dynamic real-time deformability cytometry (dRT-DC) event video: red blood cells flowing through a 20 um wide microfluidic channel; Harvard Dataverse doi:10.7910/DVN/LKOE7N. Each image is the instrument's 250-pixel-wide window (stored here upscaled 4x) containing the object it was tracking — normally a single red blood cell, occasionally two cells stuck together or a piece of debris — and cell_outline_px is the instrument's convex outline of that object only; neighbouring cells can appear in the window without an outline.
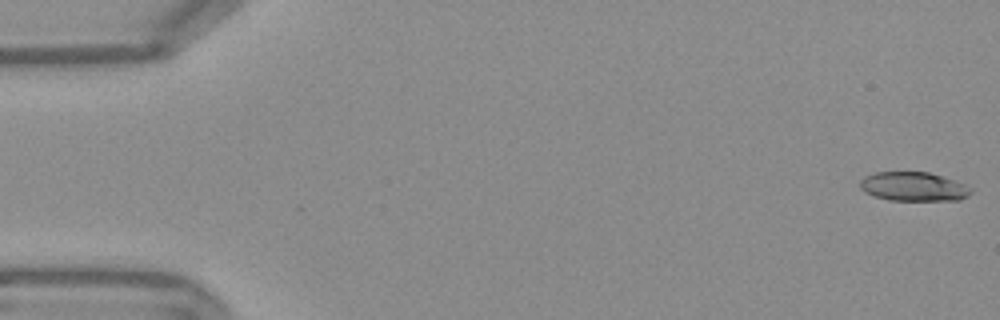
{"species": "Egyptian fruit bat (a non-hibernating species)", "species_latin": "Rousettus aegyptiacus", "temperature_condition": "warm", "stored_images_in_passage": 53, "camera_frame_rate_fps": 3000, "um_per_image_px": 0.085, "frame": {"image": 1, "passage_image": 1, "time_ms": 0.0, "image_size_px": [1000, 320], "cell_outline_px": [[972, 192], [968, 196], [960, 200], [888, 200], [864, 192], [860, 188], [860, 180], [864, 176], [876, 172], [928, 172], [964, 184], [972, 188]], "centroid_in_image_um": [77.63, 15.86], "position_along_channel_um": 7.4, "area_um2": 18.67}}
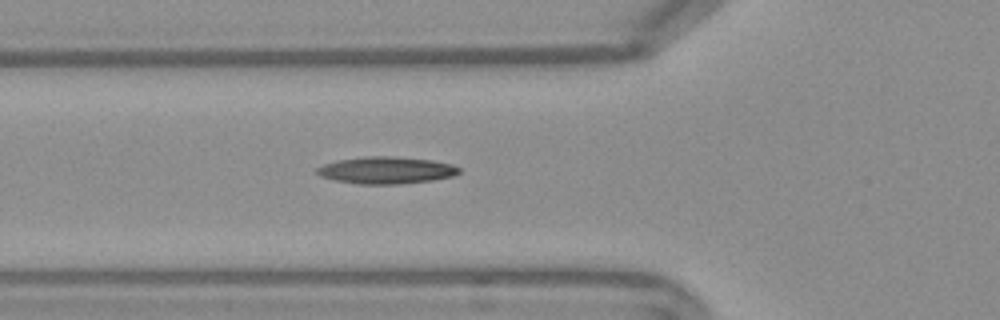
{"frame": {"image": 2, "passage_image": 19, "time_ms": 6.0, "image_size_px": [1000, 320], "cell_outline_px": [[460, 172], [452, 176], [432, 180], [400, 184], [360, 184], [336, 180], [320, 176], [316, 172], [316, 168], [324, 164], [336, 160], [368, 156], [392, 156], [432, 160], [452, 164], [460, 168]], "centroid_in_image_um": [32.82, 14.46], "position_along_channel_um": 93.0, "area_um2": 22.31}}
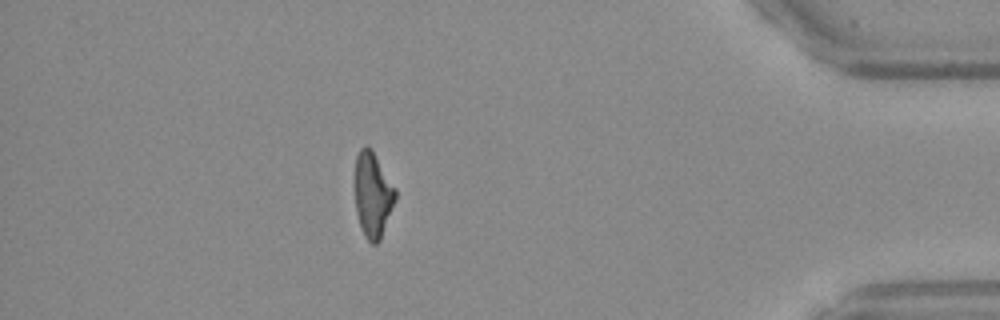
{"frame": {"image": 3, "passage_image": 47, "time_ms": 15.333, "image_size_px": [1000, 320], "cell_outline_px": [[396, 200], [380, 240], [376, 244], [372, 244], [364, 236], [360, 228], [356, 212], [352, 184], [356, 156], [360, 148], [364, 144], [368, 144], [372, 148], [396, 188]], "centroid_in_image_um": [31.64, 16.5], "position_along_channel_um": 403.6, "area_um2": 21.1}, "authors_computed_cell_mechanics": {"area_um2": 20.4034, "velocity_mm_per_s": 3.8158, "shape_relaxation_time_tau1_ms": null, "shape_relaxation_time_tau2_ms": 3.6791, "deformation_change_tau1": null, "deformation_change_tau2": 0.1437}}